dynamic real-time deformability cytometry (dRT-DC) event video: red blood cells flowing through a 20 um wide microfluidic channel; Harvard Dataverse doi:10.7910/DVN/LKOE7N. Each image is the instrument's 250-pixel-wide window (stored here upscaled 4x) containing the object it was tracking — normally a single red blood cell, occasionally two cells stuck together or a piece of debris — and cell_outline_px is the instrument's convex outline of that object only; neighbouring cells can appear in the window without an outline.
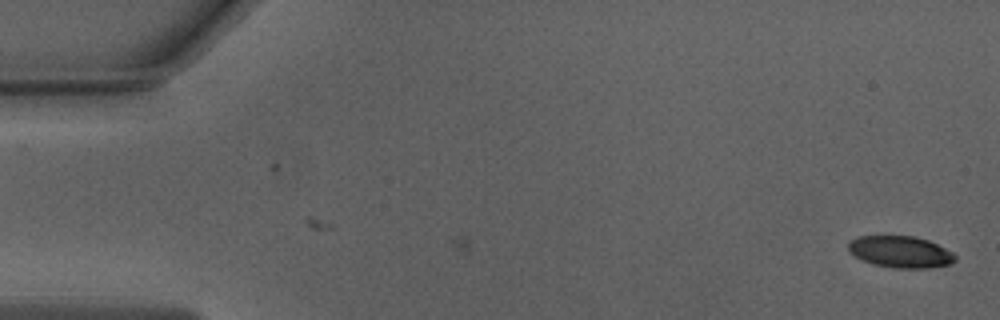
{"species": "Egyptian fruit bat (a non-hibernating species)", "species_latin": "Rousettus aegyptiacus", "temperature_condition": "warm", "stored_images_in_passage": 3, "camera_frame_rate_fps": 3000, "um_per_image_px": 0.085, "animal": {"sex": "male"}, "frame": {"image": 1, "passage_image": 3, "time_ms": 0.667, "image_size_px": [1000, 320], "cell_outline_px": [[956, 260], [952, 264], [928, 268], [892, 268], [872, 264], [860, 260], [848, 252], [848, 240], [856, 236], [916, 236], [928, 240], [952, 252], [956, 256]], "centroid_in_image_um": [76.49, 21.41], "position_along_channel_um": 8.5, "area_um2": 20.06}}